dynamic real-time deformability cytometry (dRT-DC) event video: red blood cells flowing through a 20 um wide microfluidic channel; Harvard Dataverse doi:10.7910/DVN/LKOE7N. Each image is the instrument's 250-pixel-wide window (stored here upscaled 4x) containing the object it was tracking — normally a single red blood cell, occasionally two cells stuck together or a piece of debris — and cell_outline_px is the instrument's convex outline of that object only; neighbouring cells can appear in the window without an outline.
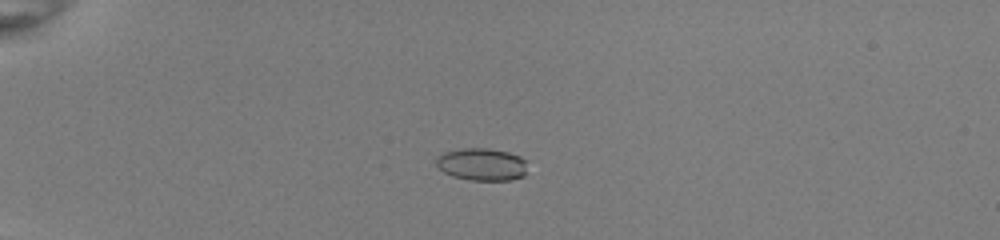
{"species": "common noctule bat (a hibernating species)", "species_latin": "Nyctalus noctula", "temperature_condition": "room temperature", "stored_images_in_passage": 53, "camera_frame_rate_fps": 3000, "um_per_image_px": 0.085, "animal": {"sex": "female", "body_mass_g": 22.0, "forearm_length_mm": 56.7}, "frame": {"image": 1, "passage_image": 16, "time_ms": 5.0, "image_size_px": [1000, 240], "cell_outline_px": [[524, 176], [508, 180], [468, 180], [452, 176], [444, 172], [436, 164], [436, 156], [444, 152], [464, 148], [488, 148], [508, 152], [520, 156], [524, 160]], "centroid_in_image_um": [40.91, 13.96], "position_along_channel_um": 44.1, "area_um2": 17.11}}
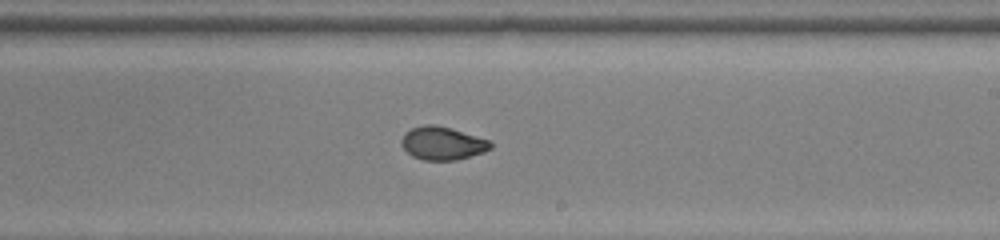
{"frame": {"image": 2, "passage_image": 35, "time_ms": 11.333, "image_size_px": [1000, 240], "cell_outline_px": [[492, 148], [484, 152], [456, 160], [424, 160], [412, 156], [400, 144], [400, 140], [404, 132], [412, 128], [424, 124], [436, 124], [452, 128], [488, 140], [492, 144]], "centroid_in_image_um": [37.58, 12.17], "position_along_channel_um": 251.4, "area_um2": 17.28}}
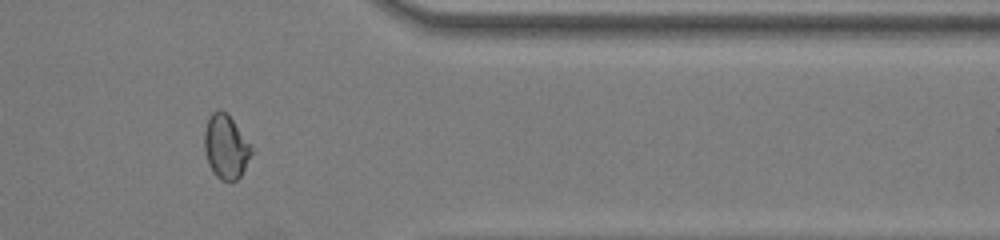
{"frame": {"image": 3, "passage_image": 46, "time_ms": 15.0, "image_size_px": [1000, 240], "cell_outline_px": [[252, 152], [240, 176], [236, 180], [220, 180], [212, 172], [208, 164], [204, 148], [204, 128], [208, 116], [212, 112], [220, 108], [228, 112], [252, 148]], "centroid_in_image_um": [19.15, 12.42], "position_along_channel_um": 392.2, "area_um2": 17.63}, "authors_computed_cell_mechanics": {"area_um2": 17.6868, "velocity_mm_per_s": 4.0314, "shape_relaxation_time_tau1_ms": 7.1922, "shape_relaxation_time_tau2_ms": 0.9769, "deformation_change_tau1": 0.1997, "deformation_change_tau2": 0.0512}}